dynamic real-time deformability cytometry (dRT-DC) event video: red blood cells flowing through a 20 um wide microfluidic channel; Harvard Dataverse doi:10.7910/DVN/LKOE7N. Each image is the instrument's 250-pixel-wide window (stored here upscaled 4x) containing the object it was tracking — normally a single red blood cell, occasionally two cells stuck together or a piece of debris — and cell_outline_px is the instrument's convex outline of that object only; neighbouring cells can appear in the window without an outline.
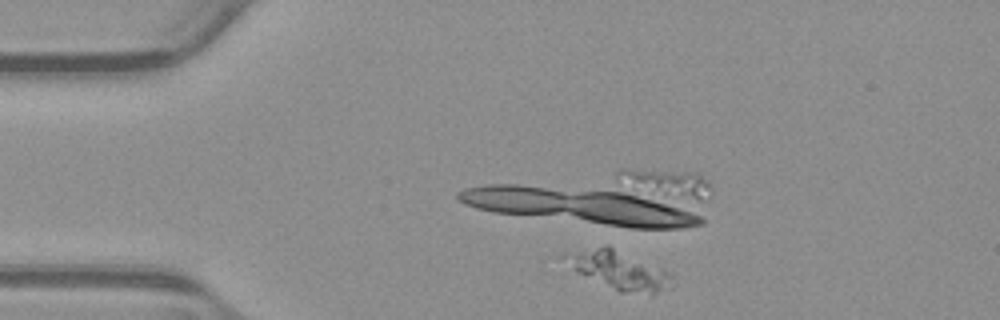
{"species": "common noctule bat (a hibernating species)", "species_latin": "Nyctalus noctula", "temperature_condition": "warm", "stored_images_in_passage": 7, "camera_frame_rate_fps": 3000, "um_per_image_px": 0.085, "animal": {"sex": "male", "body_mass_g": 23.1, "forearm_length_mm": 52.7}, "frame": {"image": 1, "passage_image": 1, "time_ms": 0.0, "image_size_px": [1000, 320], "cell_outline_px": [[696, 220], [688, 224], [656, 228], [652, 228], [616, 224], [596, 220], [584, 216], [576, 212], [576, 208], [604, 192], [632, 196], [660, 204], [672, 208]], "centroid_in_image_um": [53.7, 18.0], "position_along_channel_um": 31.3, "area_um2": 18.67}}